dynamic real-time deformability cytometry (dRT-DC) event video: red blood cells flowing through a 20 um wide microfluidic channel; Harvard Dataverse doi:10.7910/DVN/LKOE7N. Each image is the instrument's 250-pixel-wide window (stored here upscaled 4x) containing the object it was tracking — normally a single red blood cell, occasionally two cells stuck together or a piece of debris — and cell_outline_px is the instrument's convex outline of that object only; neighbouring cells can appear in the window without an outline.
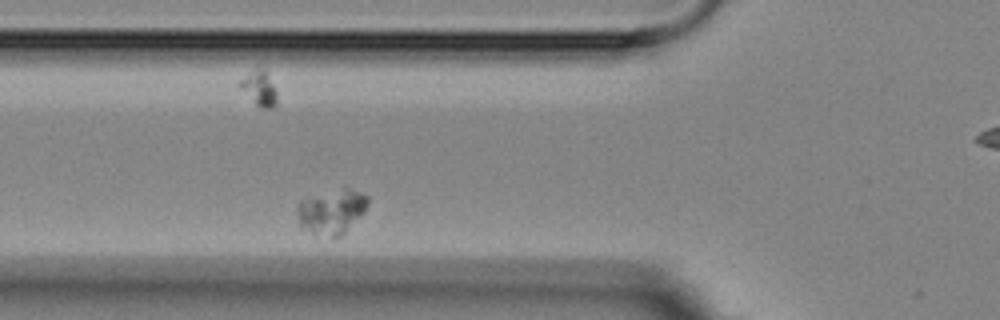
{"species": "Egyptian fruit bat (a non-hibernating species)", "species_latin": "Rousettus aegyptiacus", "temperature_condition": "room temperature", "stored_images_in_passage": 3, "segment_of_instrument_passage": [1, 2], "camera_frame_rate_fps": 3000, "um_per_image_px": 0.085, "animal": {"sex": "female"}, "frame": {"image": 1, "passage_image": 2, "time_ms": 1.0, "image_size_px": [1000, 320], "cell_outline_px": [[368, 204], [364, 212], [340, 236], [316, 236], [300, 228], [296, 212], [296, 204], [300, 200], [308, 196], [344, 184], [368, 196]], "centroid_in_image_um": [28.14, 17.92], "position_along_channel_um": 97.7, "area_um2": 19.31}}